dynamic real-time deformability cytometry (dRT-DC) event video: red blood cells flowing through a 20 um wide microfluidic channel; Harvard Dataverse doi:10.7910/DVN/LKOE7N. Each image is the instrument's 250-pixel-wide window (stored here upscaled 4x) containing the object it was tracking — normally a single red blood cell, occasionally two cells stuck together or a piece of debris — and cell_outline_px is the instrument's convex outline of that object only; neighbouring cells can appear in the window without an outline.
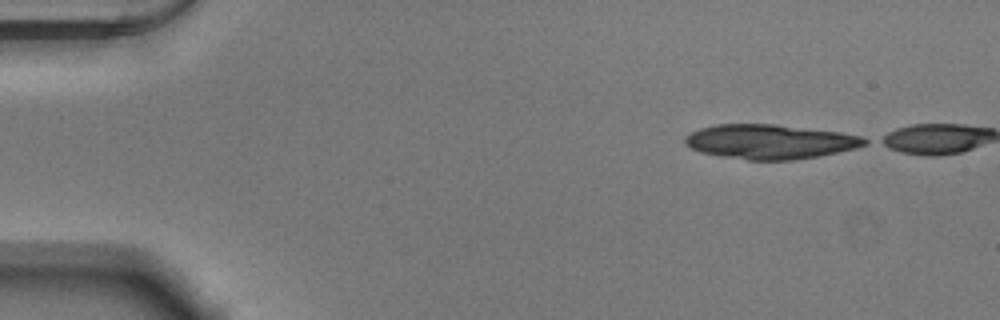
{"species": "Egyptian fruit bat (a non-hibernating species)", "species_latin": "Rousettus aegyptiacus", "temperature_condition": "warm", "stored_images_in_passage": 2, "camera_frame_rate_fps": 3000, "um_per_image_px": 0.085, "animal": {"sex": "male"}, "frame": {"image": 1, "passage_image": 1, "time_ms": 0.0, "image_size_px": [1000, 320], "cell_outline_px": [[868, 144], [856, 148], [820, 156], [792, 160], [748, 160], [700, 152], [684, 144], [684, 136], [700, 128], [716, 124], [776, 124], [840, 132], [860, 136], [868, 140]], "centroid_in_image_um": [65.45, 12.04], "position_along_channel_um": 19.5, "area_um2": 36.13}}